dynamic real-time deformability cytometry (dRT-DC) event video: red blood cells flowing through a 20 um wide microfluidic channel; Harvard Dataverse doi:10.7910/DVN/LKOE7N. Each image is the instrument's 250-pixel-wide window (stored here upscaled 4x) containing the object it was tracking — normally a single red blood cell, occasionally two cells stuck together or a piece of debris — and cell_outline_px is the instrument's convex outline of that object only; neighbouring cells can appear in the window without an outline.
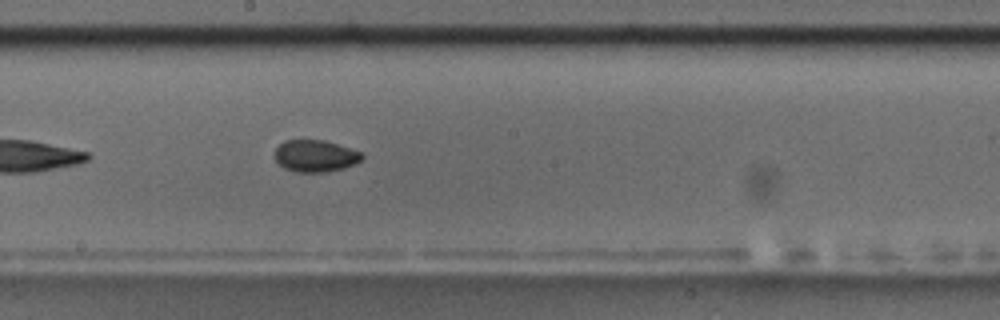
{"species": "common noctule bat (a hibernating species)", "species_latin": "Nyctalus noctula", "temperature_condition": "room temperature", "stored_images_in_passage": 19, "camera_frame_rate_fps": 3000, "um_per_image_px": 0.085, "animal": {"sex": "male", "body_mass_g": 17.5, "forearm_length_mm": 52.3}, "frame": {"image": 1, "passage_image": 16, "time_ms": 5.0, "image_size_px": [1000, 320], "cell_outline_px": [[364, 156], [356, 164], [344, 168], [328, 172], [296, 172], [284, 168], [276, 160], [276, 148], [284, 140], [324, 140], [360, 152]], "centroid_in_image_um": [26.8, 13.26], "position_along_channel_um": 221.4, "area_um2": 16.07}}